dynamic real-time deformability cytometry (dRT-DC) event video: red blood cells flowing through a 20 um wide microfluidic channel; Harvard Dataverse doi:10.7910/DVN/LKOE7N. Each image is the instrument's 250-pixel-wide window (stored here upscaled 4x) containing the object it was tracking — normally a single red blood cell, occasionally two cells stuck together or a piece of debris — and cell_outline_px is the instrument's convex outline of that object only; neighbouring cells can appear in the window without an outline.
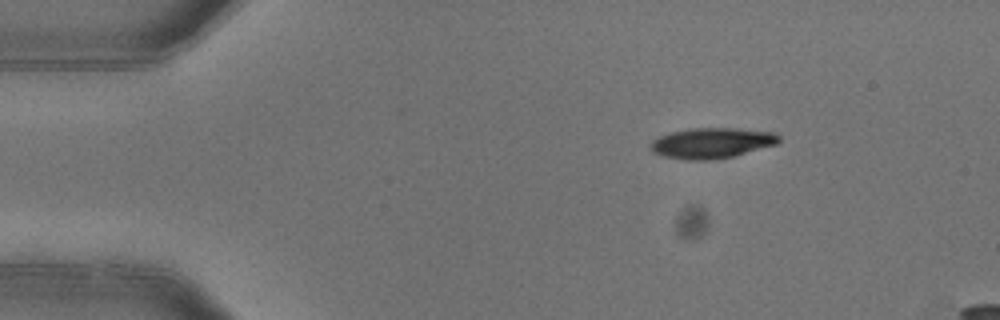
{"species": "common noctule bat (a hibernating species)", "species_latin": "Nyctalus noctula", "temperature_condition": "warm", "stored_images_in_passage": 3, "camera_frame_rate_fps": 3000, "um_per_image_px": 0.085, "animal": {"sex": "female"}, "frame": {"image": 1, "passage_image": 1, "time_ms": 0.0, "image_size_px": [1000, 320], "cell_outline_px": [[780, 140], [776, 144], [736, 156], [712, 160], [684, 160], [664, 156], [652, 152], [652, 140], [660, 136], [672, 132], [688, 128], [740, 128], [776, 132], [780, 136]], "centroid_in_image_um": [60.54, 12.15], "position_along_channel_um": 24.5, "area_um2": 23.0}}